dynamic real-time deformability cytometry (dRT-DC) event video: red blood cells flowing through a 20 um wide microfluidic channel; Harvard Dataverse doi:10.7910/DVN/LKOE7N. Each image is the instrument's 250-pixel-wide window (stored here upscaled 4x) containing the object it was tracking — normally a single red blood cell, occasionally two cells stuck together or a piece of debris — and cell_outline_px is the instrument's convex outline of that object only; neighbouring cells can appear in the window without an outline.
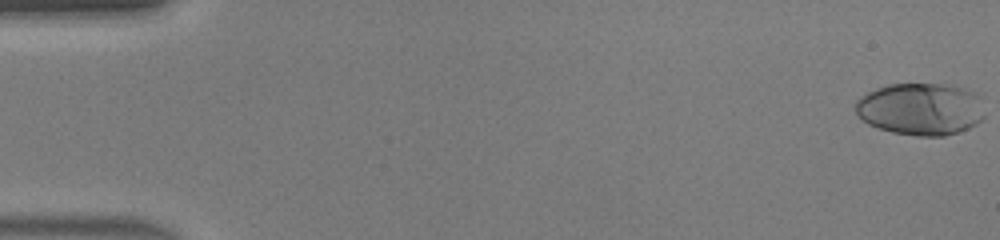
{"species": "human", "species_latin": "Homo sapiens", "temperature_condition": "warm", "stored_images_in_passage": 8, "camera_frame_rate_fps": 3000, "um_per_image_px": 0.085, "donor": {"sex": "male"}, "frame": {"image": 1, "passage_image": 1, "time_ms": 0.0, "image_size_px": [1000, 240], "cell_outline_px": [[984, 116], [976, 124], [968, 128], [944, 136], [916, 136], [892, 132], [868, 124], [856, 112], [856, 100], [868, 92], [876, 88], [888, 84], [948, 84], [964, 88], [976, 92], [980, 96]], "centroid_in_image_um": [78.28, 9.26], "position_along_channel_um": 6.7, "area_um2": 39.36}}